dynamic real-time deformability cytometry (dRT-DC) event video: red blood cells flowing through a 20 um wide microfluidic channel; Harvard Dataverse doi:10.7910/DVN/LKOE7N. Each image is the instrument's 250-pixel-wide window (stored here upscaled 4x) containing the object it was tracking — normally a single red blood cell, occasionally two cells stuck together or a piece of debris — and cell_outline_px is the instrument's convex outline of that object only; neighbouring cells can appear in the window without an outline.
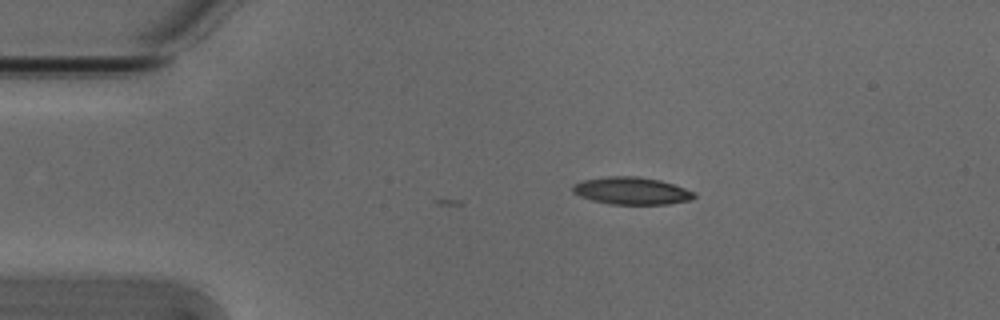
{"species": "Egyptian fruit bat (a non-hibernating species)", "species_latin": "Rousettus aegyptiacus", "temperature_condition": "cold", "stored_images_in_passage": 5, "camera_frame_rate_fps": 3000, "um_per_image_px": 0.085, "animal": {"sex": "male"}, "frame": {"image": 1, "passage_image": 5, "time_ms": 1.333, "image_size_px": [1000, 320], "cell_outline_px": [[696, 196], [692, 200], [668, 204], [612, 204], [592, 200], [580, 196], [572, 192], [572, 184], [580, 180], [608, 176], [636, 176], [660, 180], [696, 192]], "centroid_in_image_um": [53.67, 16.21], "position_along_channel_um": 31.3, "area_um2": 19.48}}